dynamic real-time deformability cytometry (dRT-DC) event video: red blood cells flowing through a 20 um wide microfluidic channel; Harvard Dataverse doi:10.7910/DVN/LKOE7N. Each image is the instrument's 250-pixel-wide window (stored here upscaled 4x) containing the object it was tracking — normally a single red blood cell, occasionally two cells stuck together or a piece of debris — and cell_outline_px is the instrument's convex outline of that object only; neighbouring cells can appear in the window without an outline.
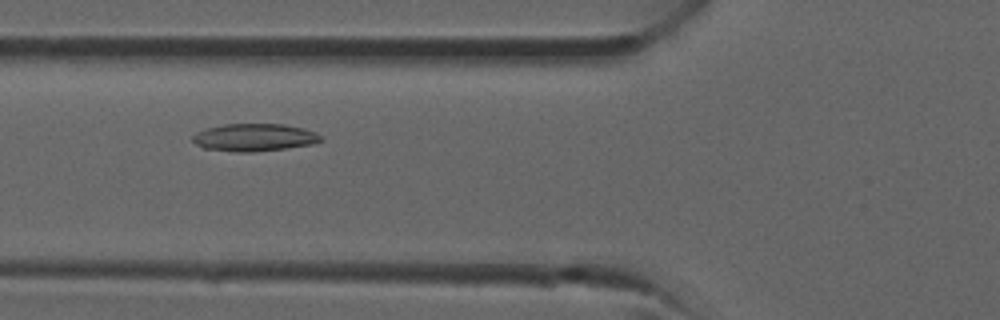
{"species": "common noctule bat (a hibernating species)", "species_latin": "Nyctalus noctula", "temperature_condition": "room temperature", "stored_images_in_passage": 32, "camera_frame_rate_fps": 3000, "um_per_image_px": 0.085, "animal": {"sex": "male", "forearm_length_mm": 52.5}, "frame": {"image": 1, "passage_image": 12, "time_ms": 3.667, "image_size_px": [1000, 320], "cell_outline_px": [[324, 140], [312, 144], [284, 148], [252, 152], [236, 152], [204, 148], [196, 144], [192, 140], [192, 136], [196, 132], [208, 128], [224, 124], [284, 124], [316, 132]], "centroid_in_image_um": [21.6, 11.68], "position_along_channel_um": 104.2, "area_um2": 20.4}}
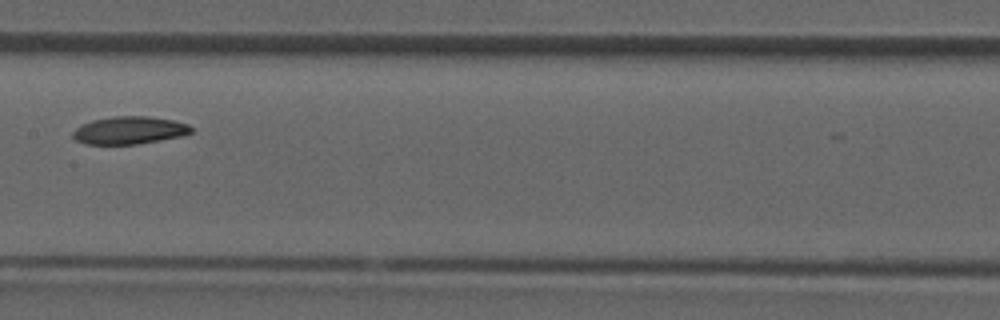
{"frame": {"image": 2, "passage_image": 17, "time_ms": 5.333, "image_size_px": [1000, 320], "cell_outline_px": [[192, 132], [180, 136], [136, 144], [88, 144], [76, 140], [72, 136], [72, 132], [80, 124], [92, 120], [112, 116], [148, 116], [172, 120], [188, 124], [192, 128]], "centroid_in_image_um": [10.95, 11.06], "position_along_channel_um": 196.4, "area_um2": 18.96}}
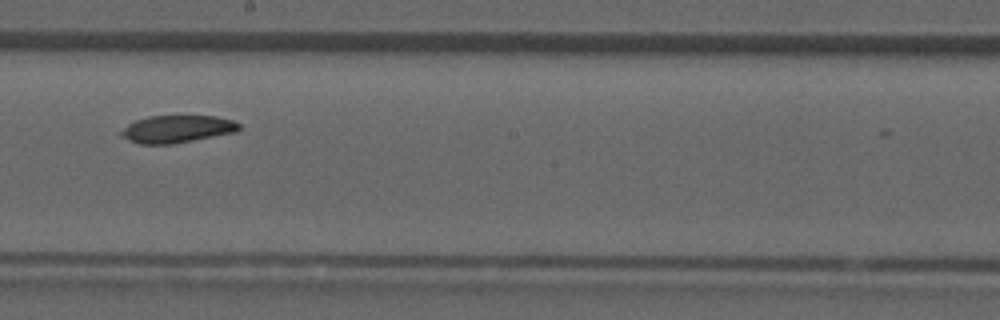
{"frame": {"image": 3, "passage_image": 19, "time_ms": 6.0, "image_size_px": [1000, 320], "cell_outline_px": [[240, 128], [236, 132], [192, 140], [168, 144], [140, 144], [128, 140], [120, 132], [128, 124], [136, 120], [148, 116], [216, 116], [232, 120], [240, 124]], "centroid_in_image_um": [15.05, 10.96], "position_along_channel_um": 233.1, "area_um2": 18.55}}